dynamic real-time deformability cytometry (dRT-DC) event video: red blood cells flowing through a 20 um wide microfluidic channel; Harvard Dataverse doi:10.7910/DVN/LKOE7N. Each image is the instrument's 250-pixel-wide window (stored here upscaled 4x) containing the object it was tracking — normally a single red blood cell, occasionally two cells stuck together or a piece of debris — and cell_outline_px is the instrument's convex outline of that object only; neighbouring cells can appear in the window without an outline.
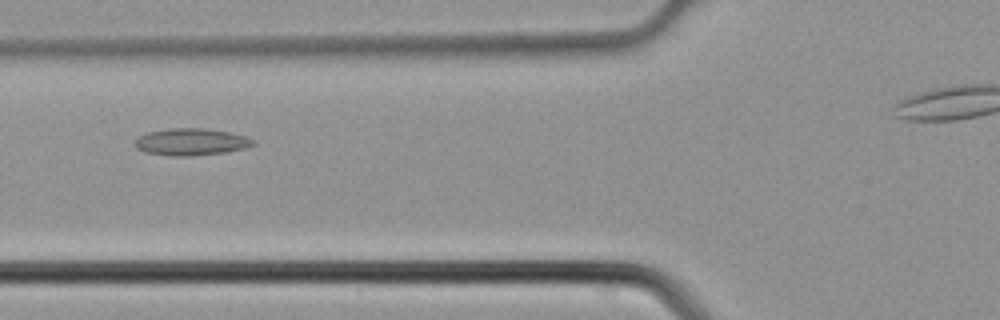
{"species": "common noctule bat (a hibernating species)", "species_latin": "Nyctalus noctula", "temperature_condition": "cold", "stored_images_in_passage": 2, "camera_frame_rate_fps": 3000, "um_per_image_px": 0.085, "animal": {"sex": "male", "body_mass_g": 21.5, "forearm_length_mm": 52.0}, "frame": {"image": 1, "passage_image": 2, "time_ms": 0.333, "image_size_px": [1000, 320], "cell_outline_px": [[256, 144], [244, 148], [224, 152], [192, 156], [172, 156], [144, 152], [136, 148], [136, 140], [140, 136], [148, 132], [172, 128], [208, 128], [228, 132], [244, 136], [256, 140]], "centroid_in_image_um": [16.26, 12.06], "position_along_channel_um": 109.5, "area_um2": 18.5}}